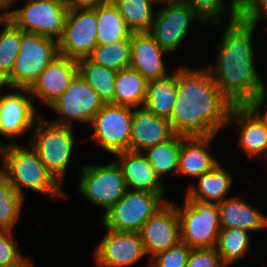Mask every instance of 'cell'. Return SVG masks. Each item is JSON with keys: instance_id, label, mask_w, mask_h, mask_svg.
Here are the masks:
<instances>
[{"instance_id": "cell-38", "label": "cell", "mask_w": 267, "mask_h": 267, "mask_svg": "<svg viewBox=\"0 0 267 267\" xmlns=\"http://www.w3.org/2000/svg\"><path fill=\"white\" fill-rule=\"evenodd\" d=\"M186 267H225L216 248H191Z\"/></svg>"}, {"instance_id": "cell-2", "label": "cell", "mask_w": 267, "mask_h": 267, "mask_svg": "<svg viewBox=\"0 0 267 267\" xmlns=\"http://www.w3.org/2000/svg\"><path fill=\"white\" fill-rule=\"evenodd\" d=\"M256 27L239 18L229 21L217 43V63L214 68H206L218 89L234 106L251 105L267 92L253 56L252 36Z\"/></svg>"}, {"instance_id": "cell-13", "label": "cell", "mask_w": 267, "mask_h": 267, "mask_svg": "<svg viewBox=\"0 0 267 267\" xmlns=\"http://www.w3.org/2000/svg\"><path fill=\"white\" fill-rule=\"evenodd\" d=\"M96 9H69L58 40L60 55L79 60L87 58L97 43Z\"/></svg>"}, {"instance_id": "cell-36", "label": "cell", "mask_w": 267, "mask_h": 267, "mask_svg": "<svg viewBox=\"0 0 267 267\" xmlns=\"http://www.w3.org/2000/svg\"><path fill=\"white\" fill-rule=\"evenodd\" d=\"M187 3L208 24H218L220 17L227 14L223 0H181ZM221 15V16H219Z\"/></svg>"}, {"instance_id": "cell-6", "label": "cell", "mask_w": 267, "mask_h": 267, "mask_svg": "<svg viewBox=\"0 0 267 267\" xmlns=\"http://www.w3.org/2000/svg\"><path fill=\"white\" fill-rule=\"evenodd\" d=\"M176 210L180 223V237L190 248H214L221 230L217 203L185 199Z\"/></svg>"}, {"instance_id": "cell-45", "label": "cell", "mask_w": 267, "mask_h": 267, "mask_svg": "<svg viewBox=\"0 0 267 267\" xmlns=\"http://www.w3.org/2000/svg\"><path fill=\"white\" fill-rule=\"evenodd\" d=\"M5 149H6V146L2 145L0 142V157L2 158V164H4ZM2 172H3V168L0 169V175L2 174Z\"/></svg>"}, {"instance_id": "cell-16", "label": "cell", "mask_w": 267, "mask_h": 267, "mask_svg": "<svg viewBox=\"0 0 267 267\" xmlns=\"http://www.w3.org/2000/svg\"><path fill=\"white\" fill-rule=\"evenodd\" d=\"M95 249L94 257L100 267H128L147 256L139 233L108 229Z\"/></svg>"}, {"instance_id": "cell-47", "label": "cell", "mask_w": 267, "mask_h": 267, "mask_svg": "<svg viewBox=\"0 0 267 267\" xmlns=\"http://www.w3.org/2000/svg\"><path fill=\"white\" fill-rule=\"evenodd\" d=\"M152 4H155V5H157L158 3H168V2H171V1H173V0H149Z\"/></svg>"}, {"instance_id": "cell-24", "label": "cell", "mask_w": 267, "mask_h": 267, "mask_svg": "<svg viewBox=\"0 0 267 267\" xmlns=\"http://www.w3.org/2000/svg\"><path fill=\"white\" fill-rule=\"evenodd\" d=\"M232 178V175L218 162L210 171L197 178L198 186H189L185 199L219 203L227 198L225 195L230 190Z\"/></svg>"}, {"instance_id": "cell-18", "label": "cell", "mask_w": 267, "mask_h": 267, "mask_svg": "<svg viewBox=\"0 0 267 267\" xmlns=\"http://www.w3.org/2000/svg\"><path fill=\"white\" fill-rule=\"evenodd\" d=\"M231 123L239 125L238 144L249 157L264 153L267 156V125L250 105L233 106L228 119V124Z\"/></svg>"}, {"instance_id": "cell-9", "label": "cell", "mask_w": 267, "mask_h": 267, "mask_svg": "<svg viewBox=\"0 0 267 267\" xmlns=\"http://www.w3.org/2000/svg\"><path fill=\"white\" fill-rule=\"evenodd\" d=\"M78 190L90 203L106 213L126 192L127 187L117 160L105 165H85L81 169Z\"/></svg>"}, {"instance_id": "cell-31", "label": "cell", "mask_w": 267, "mask_h": 267, "mask_svg": "<svg viewBox=\"0 0 267 267\" xmlns=\"http://www.w3.org/2000/svg\"><path fill=\"white\" fill-rule=\"evenodd\" d=\"M181 137L175 134L169 140L156 144L143 151L155 170L156 175L162 178L171 171L177 174Z\"/></svg>"}, {"instance_id": "cell-41", "label": "cell", "mask_w": 267, "mask_h": 267, "mask_svg": "<svg viewBox=\"0 0 267 267\" xmlns=\"http://www.w3.org/2000/svg\"><path fill=\"white\" fill-rule=\"evenodd\" d=\"M251 0H230V22L239 18V13L249 4Z\"/></svg>"}, {"instance_id": "cell-30", "label": "cell", "mask_w": 267, "mask_h": 267, "mask_svg": "<svg viewBox=\"0 0 267 267\" xmlns=\"http://www.w3.org/2000/svg\"><path fill=\"white\" fill-rule=\"evenodd\" d=\"M250 237L249 232L240 228H221L215 248L225 267L245 257L249 250Z\"/></svg>"}, {"instance_id": "cell-34", "label": "cell", "mask_w": 267, "mask_h": 267, "mask_svg": "<svg viewBox=\"0 0 267 267\" xmlns=\"http://www.w3.org/2000/svg\"><path fill=\"white\" fill-rule=\"evenodd\" d=\"M23 30L10 20L0 31V75L6 79L14 67L19 53Z\"/></svg>"}, {"instance_id": "cell-40", "label": "cell", "mask_w": 267, "mask_h": 267, "mask_svg": "<svg viewBox=\"0 0 267 267\" xmlns=\"http://www.w3.org/2000/svg\"><path fill=\"white\" fill-rule=\"evenodd\" d=\"M110 0H65L68 9H96Z\"/></svg>"}, {"instance_id": "cell-20", "label": "cell", "mask_w": 267, "mask_h": 267, "mask_svg": "<svg viewBox=\"0 0 267 267\" xmlns=\"http://www.w3.org/2000/svg\"><path fill=\"white\" fill-rule=\"evenodd\" d=\"M162 49L150 33L131 34V68L138 71L148 82L163 78L167 74Z\"/></svg>"}, {"instance_id": "cell-4", "label": "cell", "mask_w": 267, "mask_h": 267, "mask_svg": "<svg viewBox=\"0 0 267 267\" xmlns=\"http://www.w3.org/2000/svg\"><path fill=\"white\" fill-rule=\"evenodd\" d=\"M39 117L36 131L29 141L47 170L63 186L75 144L72 126L46 121Z\"/></svg>"}, {"instance_id": "cell-14", "label": "cell", "mask_w": 267, "mask_h": 267, "mask_svg": "<svg viewBox=\"0 0 267 267\" xmlns=\"http://www.w3.org/2000/svg\"><path fill=\"white\" fill-rule=\"evenodd\" d=\"M17 92L1 94L0 92V135L10 138L11 144L16 138L28 131L40 117L27 88H13ZM20 91V93H19ZM28 93V96L23 94Z\"/></svg>"}, {"instance_id": "cell-7", "label": "cell", "mask_w": 267, "mask_h": 267, "mask_svg": "<svg viewBox=\"0 0 267 267\" xmlns=\"http://www.w3.org/2000/svg\"><path fill=\"white\" fill-rule=\"evenodd\" d=\"M163 195L127 189L104 214L102 224L115 231L139 233L143 224L168 202Z\"/></svg>"}, {"instance_id": "cell-29", "label": "cell", "mask_w": 267, "mask_h": 267, "mask_svg": "<svg viewBox=\"0 0 267 267\" xmlns=\"http://www.w3.org/2000/svg\"><path fill=\"white\" fill-rule=\"evenodd\" d=\"M132 33H150L157 10L149 0H111Z\"/></svg>"}, {"instance_id": "cell-23", "label": "cell", "mask_w": 267, "mask_h": 267, "mask_svg": "<svg viewBox=\"0 0 267 267\" xmlns=\"http://www.w3.org/2000/svg\"><path fill=\"white\" fill-rule=\"evenodd\" d=\"M215 137L182 138L177 174L198 178L210 171L219 161L209 153V145Z\"/></svg>"}, {"instance_id": "cell-39", "label": "cell", "mask_w": 267, "mask_h": 267, "mask_svg": "<svg viewBox=\"0 0 267 267\" xmlns=\"http://www.w3.org/2000/svg\"><path fill=\"white\" fill-rule=\"evenodd\" d=\"M239 19L255 25L262 19L267 20V0H251L239 13Z\"/></svg>"}, {"instance_id": "cell-5", "label": "cell", "mask_w": 267, "mask_h": 267, "mask_svg": "<svg viewBox=\"0 0 267 267\" xmlns=\"http://www.w3.org/2000/svg\"><path fill=\"white\" fill-rule=\"evenodd\" d=\"M57 55L59 51L56 39L23 32L14 67L5 79L8 89H29Z\"/></svg>"}, {"instance_id": "cell-27", "label": "cell", "mask_w": 267, "mask_h": 267, "mask_svg": "<svg viewBox=\"0 0 267 267\" xmlns=\"http://www.w3.org/2000/svg\"><path fill=\"white\" fill-rule=\"evenodd\" d=\"M97 43L101 45L126 39L131 36L124 18L110 0L96 8Z\"/></svg>"}, {"instance_id": "cell-21", "label": "cell", "mask_w": 267, "mask_h": 267, "mask_svg": "<svg viewBox=\"0 0 267 267\" xmlns=\"http://www.w3.org/2000/svg\"><path fill=\"white\" fill-rule=\"evenodd\" d=\"M115 156H118L117 162L122 168L127 189L164 193V184L143 152L127 150Z\"/></svg>"}, {"instance_id": "cell-8", "label": "cell", "mask_w": 267, "mask_h": 267, "mask_svg": "<svg viewBox=\"0 0 267 267\" xmlns=\"http://www.w3.org/2000/svg\"><path fill=\"white\" fill-rule=\"evenodd\" d=\"M69 9L65 0H29L19 9L9 10V20L28 33L61 38Z\"/></svg>"}, {"instance_id": "cell-32", "label": "cell", "mask_w": 267, "mask_h": 267, "mask_svg": "<svg viewBox=\"0 0 267 267\" xmlns=\"http://www.w3.org/2000/svg\"><path fill=\"white\" fill-rule=\"evenodd\" d=\"M87 58L114 71L128 68L131 61V36L107 45L97 44Z\"/></svg>"}, {"instance_id": "cell-35", "label": "cell", "mask_w": 267, "mask_h": 267, "mask_svg": "<svg viewBox=\"0 0 267 267\" xmlns=\"http://www.w3.org/2000/svg\"><path fill=\"white\" fill-rule=\"evenodd\" d=\"M190 247L180 241L151 258L150 267H186Z\"/></svg>"}, {"instance_id": "cell-37", "label": "cell", "mask_w": 267, "mask_h": 267, "mask_svg": "<svg viewBox=\"0 0 267 267\" xmlns=\"http://www.w3.org/2000/svg\"><path fill=\"white\" fill-rule=\"evenodd\" d=\"M12 233V230H0V267L17 266L26 259Z\"/></svg>"}, {"instance_id": "cell-11", "label": "cell", "mask_w": 267, "mask_h": 267, "mask_svg": "<svg viewBox=\"0 0 267 267\" xmlns=\"http://www.w3.org/2000/svg\"><path fill=\"white\" fill-rule=\"evenodd\" d=\"M165 5L156 11L150 34L162 49L172 54L184 42L194 19L200 21L202 25L206 23L181 0H173Z\"/></svg>"}, {"instance_id": "cell-26", "label": "cell", "mask_w": 267, "mask_h": 267, "mask_svg": "<svg viewBox=\"0 0 267 267\" xmlns=\"http://www.w3.org/2000/svg\"><path fill=\"white\" fill-rule=\"evenodd\" d=\"M176 100V72L147 83L143 107L150 113L169 118Z\"/></svg>"}, {"instance_id": "cell-12", "label": "cell", "mask_w": 267, "mask_h": 267, "mask_svg": "<svg viewBox=\"0 0 267 267\" xmlns=\"http://www.w3.org/2000/svg\"><path fill=\"white\" fill-rule=\"evenodd\" d=\"M103 105L96 91L77 73L66 91L49 106L62 116L51 122L69 126L74 121L90 124Z\"/></svg>"}, {"instance_id": "cell-25", "label": "cell", "mask_w": 267, "mask_h": 267, "mask_svg": "<svg viewBox=\"0 0 267 267\" xmlns=\"http://www.w3.org/2000/svg\"><path fill=\"white\" fill-rule=\"evenodd\" d=\"M148 81L135 69L128 67L117 71L113 104L132 109L143 107Z\"/></svg>"}, {"instance_id": "cell-46", "label": "cell", "mask_w": 267, "mask_h": 267, "mask_svg": "<svg viewBox=\"0 0 267 267\" xmlns=\"http://www.w3.org/2000/svg\"><path fill=\"white\" fill-rule=\"evenodd\" d=\"M13 267H34V264L29 261V259H25L21 264Z\"/></svg>"}, {"instance_id": "cell-3", "label": "cell", "mask_w": 267, "mask_h": 267, "mask_svg": "<svg viewBox=\"0 0 267 267\" xmlns=\"http://www.w3.org/2000/svg\"><path fill=\"white\" fill-rule=\"evenodd\" d=\"M2 175L24 199L23 187L55 198L68 197L32 147L29 149L16 143L7 144Z\"/></svg>"}, {"instance_id": "cell-1", "label": "cell", "mask_w": 267, "mask_h": 267, "mask_svg": "<svg viewBox=\"0 0 267 267\" xmlns=\"http://www.w3.org/2000/svg\"><path fill=\"white\" fill-rule=\"evenodd\" d=\"M168 118L182 138H209L228 126L234 106L218 89L205 68L176 70V100Z\"/></svg>"}, {"instance_id": "cell-22", "label": "cell", "mask_w": 267, "mask_h": 267, "mask_svg": "<svg viewBox=\"0 0 267 267\" xmlns=\"http://www.w3.org/2000/svg\"><path fill=\"white\" fill-rule=\"evenodd\" d=\"M221 228H240L247 232L267 228V216L234 196L217 203Z\"/></svg>"}, {"instance_id": "cell-42", "label": "cell", "mask_w": 267, "mask_h": 267, "mask_svg": "<svg viewBox=\"0 0 267 267\" xmlns=\"http://www.w3.org/2000/svg\"><path fill=\"white\" fill-rule=\"evenodd\" d=\"M267 101V92L260 95L250 106L261 116V118L265 121L267 125V109L264 114L260 113V108ZM265 102V103H264Z\"/></svg>"}, {"instance_id": "cell-28", "label": "cell", "mask_w": 267, "mask_h": 267, "mask_svg": "<svg viewBox=\"0 0 267 267\" xmlns=\"http://www.w3.org/2000/svg\"><path fill=\"white\" fill-rule=\"evenodd\" d=\"M78 73L96 91L105 103H113L117 71L91 62L88 58L77 60Z\"/></svg>"}, {"instance_id": "cell-33", "label": "cell", "mask_w": 267, "mask_h": 267, "mask_svg": "<svg viewBox=\"0 0 267 267\" xmlns=\"http://www.w3.org/2000/svg\"><path fill=\"white\" fill-rule=\"evenodd\" d=\"M24 198L0 175V230H13L19 220Z\"/></svg>"}, {"instance_id": "cell-43", "label": "cell", "mask_w": 267, "mask_h": 267, "mask_svg": "<svg viewBox=\"0 0 267 267\" xmlns=\"http://www.w3.org/2000/svg\"><path fill=\"white\" fill-rule=\"evenodd\" d=\"M11 8H0V27H4L9 21V10Z\"/></svg>"}, {"instance_id": "cell-48", "label": "cell", "mask_w": 267, "mask_h": 267, "mask_svg": "<svg viewBox=\"0 0 267 267\" xmlns=\"http://www.w3.org/2000/svg\"><path fill=\"white\" fill-rule=\"evenodd\" d=\"M6 86V80L0 75V90H2V88Z\"/></svg>"}, {"instance_id": "cell-17", "label": "cell", "mask_w": 267, "mask_h": 267, "mask_svg": "<svg viewBox=\"0 0 267 267\" xmlns=\"http://www.w3.org/2000/svg\"><path fill=\"white\" fill-rule=\"evenodd\" d=\"M78 73L77 60L57 55L29 88L31 97L38 98L48 107L69 87Z\"/></svg>"}, {"instance_id": "cell-19", "label": "cell", "mask_w": 267, "mask_h": 267, "mask_svg": "<svg viewBox=\"0 0 267 267\" xmlns=\"http://www.w3.org/2000/svg\"><path fill=\"white\" fill-rule=\"evenodd\" d=\"M174 135L167 118L156 116L144 107L132 109L130 150L143 152Z\"/></svg>"}, {"instance_id": "cell-44", "label": "cell", "mask_w": 267, "mask_h": 267, "mask_svg": "<svg viewBox=\"0 0 267 267\" xmlns=\"http://www.w3.org/2000/svg\"><path fill=\"white\" fill-rule=\"evenodd\" d=\"M16 0H0V8H10Z\"/></svg>"}, {"instance_id": "cell-15", "label": "cell", "mask_w": 267, "mask_h": 267, "mask_svg": "<svg viewBox=\"0 0 267 267\" xmlns=\"http://www.w3.org/2000/svg\"><path fill=\"white\" fill-rule=\"evenodd\" d=\"M146 255L154 257L181 241L176 206L168 201L151 216L139 231Z\"/></svg>"}, {"instance_id": "cell-10", "label": "cell", "mask_w": 267, "mask_h": 267, "mask_svg": "<svg viewBox=\"0 0 267 267\" xmlns=\"http://www.w3.org/2000/svg\"><path fill=\"white\" fill-rule=\"evenodd\" d=\"M132 108L105 103L89 125L94 129L91 139L108 153L130 150Z\"/></svg>"}]
</instances>
